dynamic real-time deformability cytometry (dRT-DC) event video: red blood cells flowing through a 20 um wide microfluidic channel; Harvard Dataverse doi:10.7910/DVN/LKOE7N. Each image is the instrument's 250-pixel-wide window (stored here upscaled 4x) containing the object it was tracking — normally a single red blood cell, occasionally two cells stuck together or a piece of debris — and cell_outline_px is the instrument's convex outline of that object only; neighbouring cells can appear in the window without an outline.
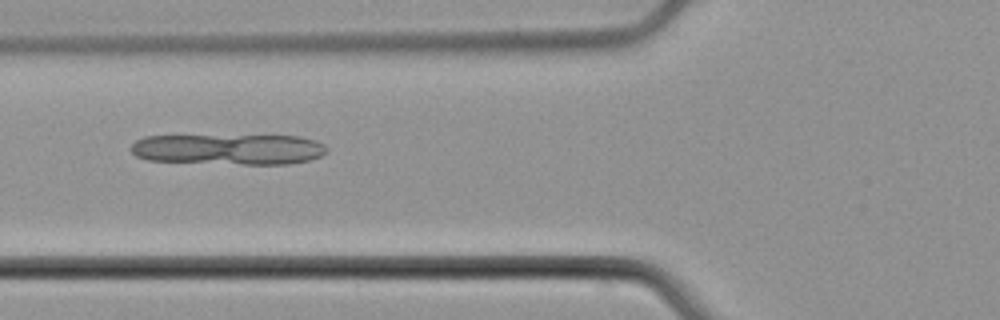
{"species": "common noctule bat (a hibernating species)", "species_latin": "Nyctalus noctula", "temperature_condition": "cold", "stored_images_in_passage": 5, "camera_frame_rate_fps": 3000, "um_per_image_px": 0.085, "animal": {"sex": "male", "body_mass_g": 21.5, "forearm_length_mm": 52.0}, "frame": {"image": 1, "passage_image": 5, "time_ms": 6.333, "image_size_px": [1000, 320], "cell_outline_px": [[328, 152], [320, 156], [308, 160], [288, 164], [244, 164], [148, 160], [136, 156], [132, 152], [132, 144], [136, 140], [144, 136], [300, 136], [316, 140], [324, 144], [328, 148]], "centroid_in_image_um": [19.49, 12.68], "position_along_channel_um": 106.3, "area_um2": 34.91}}